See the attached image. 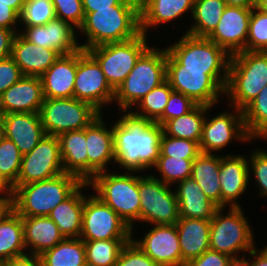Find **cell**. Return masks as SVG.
I'll return each mask as SVG.
<instances>
[{
	"instance_id": "7c38bea8",
	"label": "cell",
	"mask_w": 267,
	"mask_h": 266,
	"mask_svg": "<svg viewBox=\"0 0 267 266\" xmlns=\"http://www.w3.org/2000/svg\"><path fill=\"white\" fill-rule=\"evenodd\" d=\"M166 50L182 65V70H229L231 56L207 37L185 33Z\"/></svg>"
},
{
	"instance_id": "30bf717a",
	"label": "cell",
	"mask_w": 267,
	"mask_h": 266,
	"mask_svg": "<svg viewBox=\"0 0 267 266\" xmlns=\"http://www.w3.org/2000/svg\"><path fill=\"white\" fill-rule=\"evenodd\" d=\"M101 113L76 98H44L39 115L46 135L58 136L86 128Z\"/></svg>"
},
{
	"instance_id": "8992f818",
	"label": "cell",
	"mask_w": 267,
	"mask_h": 266,
	"mask_svg": "<svg viewBox=\"0 0 267 266\" xmlns=\"http://www.w3.org/2000/svg\"><path fill=\"white\" fill-rule=\"evenodd\" d=\"M162 49L149 47L115 91L114 101L121 111H130L132 105L166 81V48Z\"/></svg>"
},
{
	"instance_id": "603a6c76",
	"label": "cell",
	"mask_w": 267,
	"mask_h": 266,
	"mask_svg": "<svg viewBox=\"0 0 267 266\" xmlns=\"http://www.w3.org/2000/svg\"><path fill=\"white\" fill-rule=\"evenodd\" d=\"M4 137L13 141L24 155L46 135L39 113H9L1 115Z\"/></svg>"
},
{
	"instance_id": "bcb514c9",
	"label": "cell",
	"mask_w": 267,
	"mask_h": 266,
	"mask_svg": "<svg viewBox=\"0 0 267 266\" xmlns=\"http://www.w3.org/2000/svg\"><path fill=\"white\" fill-rule=\"evenodd\" d=\"M196 105L197 104L186 95L172 91L163 114L155 121V123L163 126L168 120L190 112Z\"/></svg>"
},
{
	"instance_id": "7dc6e473",
	"label": "cell",
	"mask_w": 267,
	"mask_h": 266,
	"mask_svg": "<svg viewBox=\"0 0 267 266\" xmlns=\"http://www.w3.org/2000/svg\"><path fill=\"white\" fill-rule=\"evenodd\" d=\"M248 159L250 164L249 171L251 170L255 176L257 185L259 186V195L267 196V152L266 150L258 149ZM251 167V168H250Z\"/></svg>"
},
{
	"instance_id": "003e7915",
	"label": "cell",
	"mask_w": 267,
	"mask_h": 266,
	"mask_svg": "<svg viewBox=\"0 0 267 266\" xmlns=\"http://www.w3.org/2000/svg\"><path fill=\"white\" fill-rule=\"evenodd\" d=\"M2 115V111H1V95H0V116Z\"/></svg>"
},
{
	"instance_id": "f5cc1de1",
	"label": "cell",
	"mask_w": 267,
	"mask_h": 266,
	"mask_svg": "<svg viewBox=\"0 0 267 266\" xmlns=\"http://www.w3.org/2000/svg\"><path fill=\"white\" fill-rule=\"evenodd\" d=\"M16 34L17 33L11 29L0 27V60L11 56L13 41Z\"/></svg>"
},
{
	"instance_id": "ba28073f",
	"label": "cell",
	"mask_w": 267,
	"mask_h": 266,
	"mask_svg": "<svg viewBox=\"0 0 267 266\" xmlns=\"http://www.w3.org/2000/svg\"><path fill=\"white\" fill-rule=\"evenodd\" d=\"M223 210L218 208L210 220V249L233 259L242 258L238 257V252L249 253L255 248L253 231L241 207H230L227 215Z\"/></svg>"
},
{
	"instance_id": "e0dca14e",
	"label": "cell",
	"mask_w": 267,
	"mask_h": 266,
	"mask_svg": "<svg viewBox=\"0 0 267 266\" xmlns=\"http://www.w3.org/2000/svg\"><path fill=\"white\" fill-rule=\"evenodd\" d=\"M252 8L226 6L217 27L207 37L230 56L245 51Z\"/></svg>"
},
{
	"instance_id": "91938a15",
	"label": "cell",
	"mask_w": 267,
	"mask_h": 266,
	"mask_svg": "<svg viewBox=\"0 0 267 266\" xmlns=\"http://www.w3.org/2000/svg\"><path fill=\"white\" fill-rule=\"evenodd\" d=\"M0 1L8 4V6L11 7L19 16L22 12L23 5L26 2V0H0Z\"/></svg>"
},
{
	"instance_id": "6da1fadb",
	"label": "cell",
	"mask_w": 267,
	"mask_h": 266,
	"mask_svg": "<svg viewBox=\"0 0 267 266\" xmlns=\"http://www.w3.org/2000/svg\"><path fill=\"white\" fill-rule=\"evenodd\" d=\"M115 162L129 172L151 169L160 155L163 127L130 111L113 125Z\"/></svg>"
},
{
	"instance_id": "44dd1931",
	"label": "cell",
	"mask_w": 267,
	"mask_h": 266,
	"mask_svg": "<svg viewBox=\"0 0 267 266\" xmlns=\"http://www.w3.org/2000/svg\"><path fill=\"white\" fill-rule=\"evenodd\" d=\"M248 166V159L242 155L228 154L224 157L221 156L219 180L222 208L226 206L241 207L236 200H238L248 187L251 173Z\"/></svg>"
},
{
	"instance_id": "d6986e66",
	"label": "cell",
	"mask_w": 267,
	"mask_h": 266,
	"mask_svg": "<svg viewBox=\"0 0 267 266\" xmlns=\"http://www.w3.org/2000/svg\"><path fill=\"white\" fill-rule=\"evenodd\" d=\"M19 34L28 42L56 50L60 55H69L81 49L77 43L75 27L66 21L55 18L45 25L24 26Z\"/></svg>"
},
{
	"instance_id": "be15d7a7",
	"label": "cell",
	"mask_w": 267,
	"mask_h": 266,
	"mask_svg": "<svg viewBox=\"0 0 267 266\" xmlns=\"http://www.w3.org/2000/svg\"><path fill=\"white\" fill-rule=\"evenodd\" d=\"M12 191V188L0 176V192Z\"/></svg>"
},
{
	"instance_id": "f907efd6",
	"label": "cell",
	"mask_w": 267,
	"mask_h": 266,
	"mask_svg": "<svg viewBox=\"0 0 267 266\" xmlns=\"http://www.w3.org/2000/svg\"><path fill=\"white\" fill-rule=\"evenodd\" d=\"M233 260L229 255L208 249L201 256L191 259L185 266H228Z\"/></svg>"
},
{
	"instance_id": "e575fe53",
	"label": "cell",
	"mask_w": 267,
	"mask_h": 266,
	"mask_svg": "<svg viewBox=\"0 0 267 266\" xmlns=\"http://www.w3.org/2000/svg\"><path fill=\"white\" fill-rule=\"evenodd\" d=\"M226 6L224 0H194L192 18L195 23L186 34L208 37L217 27Z\"/></svg>"
},
{
	"instance_id": "f35d334b",
	"label": "cell",
	"mask_w": 267,
	"mask_h": 266,
	"mask_svg": "<svg viewBox=\"0 0 267 266\" xmlns=\"http://www.w3.org/2000/svg\"><path fill=\"white\" fill-rule=\"evenodd\" d=\"M173 89L167 81L146 94L137 104V111H130L134 116L155 122L164 112ZM141 109V110H140Z\"/></svg>"
},
{
	"instance_id": "7402d4cb",
	"label": "cell",
	"mask_w": 267,
	"mask_h": 266,
	"mask_svg": "<svg viewBox=\"0 0 267 266\" xmlns=\"http://www.w3.org/2000/svg\"><path fill=\"white\" fill-rule=\"evenodd\" d=\"M44 101L42 81L37 76H22L1 94L2 115L9 113H39Z\"/></svg>"
},
{
	"instance_id": "db71d44e",
	"label": "cell",
	"mask_w": 267,
	"mask_h": 266,
	"mask_svg": "<svg viewBox=\"0 0 267 266\" xmlns=\"http://www.w3.org/2000/svg\"><path fill=\"white\" fill-rule=\"evenodd\" d=\"M124 0H82L85 16L95 12V9L110 8V6L120 5Z\"/></svg>"
},
{
	"instance_id": "1f68e13d",
	"label": "cell",
	"mask_w": 267,
	"mask_h": 266,
	"mask_svg": "<svg viewBox=\"0 0 267 266\" xmlns=\"http://www.w3.org/2000/svg\"><path fill=\"white\" fill-rule=\"evenodd\" d=\"M220 162L221 156L201 152L193 160L191 174L202 192L219 208L221 207Z\"/></svg>"
},
{
	"instance_id": "4dcf8cb0",
	"label": "cell",
	"mask_w": 267,
	"mask_h": 266,
	"mask_svg": "<svg viewBox=\"0 0 267 266\" xmlns=\"http://www.w3.org/2000/svg\"><path fill=\"white\" fill-rule=\"evenodd\" d=\"M194 0H143L140 3L141 33L147 35L150 27L174 21L185 12L193 13Z\"/></svg>"
},
{
	"instance_id": "ac0fdd59",
	"label": "cell",
	"mask_w": 267,
	"mask_h": 266,
	"mask_svg": "<svg viewBox=\"0 0 267 266\" xmlns=\"http://www.w3.org/2000/svg\"><path fill=\"white\" fill-rule=\"evenodd\" d=\"M160 266H182L178 231L175 225H154L141 241L131 239Z\"/></svg>"
},
{
	"instance_id": "7a4b0ae2",
	"label": "cell",
	"mask_w": 267,
	"mask_h": 266,
	"mask_svg": "<svg viewBox=\"0 0 267 266\" xmlns=\"http://www.w3.org/2000/svg\"><path fill=\"white\" fill-rule=\"evenodd\" d=\"M87 36L81 49L119 43L134 39L141 34L140 4L124 0L120 5L95 9L85 16L83 25L78 29Z\"/></svg>"
},
{
	"instance_id": "6f0895ef",
	"label": "cell",
	"mask_w": 267,
	"mask_h": 266,
	"mask_svg": "<svg viewBox=\"0 0 267 266\" xmlns=\"http://www.w3.org/2000/svg\"><path fill=\"white\" fill-rule=\"evenodd\" d=\"M248 254L255 258L253 261L249 262L250 266H267V246L263 247V249L258 252L255 247Z\"/></svg>"
},
{
	"instance_id": "2e32d148",
	"label": "cell",
	"mask_w": 267,
	"mask_h": 266,
	"mask_svg": "<svg viewBox=\"0 0 267 266\" xmlns=\"http://www.w3.org/2000/svg\"><path fill=\"white\" fill-rule=\"evenodd\" d=\"M233 109L237 113L221 112L210 120L205 118L202 137L199 142L201 152L212 154L214 151H220L228 146V143L233 139L250 142L251 139L245 129L242 110Z\"/></svg>"
},
{
	"instance_id": "d4e9b609",
	"label": "cell",
	"mask_w": 267,
	"mask_h": 266,
	"mask_svg": "<svg viewBox=\"0 0 267 266\" xmlns=\"http://www.w3.org/2000/svg\"><path fill=\"white\" fill-rule=\"evenodd\" d=\"M77 70V52L60 55L40 76L44 98H73Z\"/></svg>"
},
{
	"instance_id": "9a60e30c",
	"label": "cell",
	"mask_w": 267,
	"mask_h": 266,
	"mask_svg": "<svg viewBox=\"0 0 267 266\" xmlns=\"http://www.w3.org/2000/svg\"><path fill=\"white\" fill-rule=\"evenodd\" d=\"M63 173L58 138L45 135L29 153L23 155L15 185L38 182Z\"/></svg>"
},
{
	"instance_id": "ffe728a7",
	"label": "cell",
	"mask_w": 267,
	"mask_h": 266,
	"mask_svg": "<svg viewBox=\"0 0 267 266\" xmlns=\"http://www.w3.org/2000/svg\"><path fill=\"white\" fill-rule=\"evenodd\" d=\"M100 114L86 127V148L88 156V182L99 172L107 171V164L114 156V132L105 127Z\"/></svg>"
},
{
	"instance_id": "a7ac6f4b",
	"label": "cell",
	"mask_w": 267,
	"mask_h": 266,
	"mask_svg": "<svg viewBox=\"0 0 267 266\" xmlns=\"http://www.w3.org/2000/svg\"><path fill=\"white\" fill-rule=\"evenodd\" d=\"M135 2H137L138 4H140L143 0H133Z\"/></svg>"
},
{
	"instance_id": "4316f807",
	"label": "cell",
	"mask_w": 267,
	"mask_h": 266,
	"mask_svg": "<svg viewBox=\"0 0 267 266\" xmlns=\"http://www.w3.org/2000/svg\"><path fill=\"white\" fill-rule=\"evenodd\" d=\"M57 138L64 172L88 183L86 128L61 133Z\"/></svg>"
},
{
	"instance_id": "cb8c5ba5",
	"label": "cell",
	"mask_w": 267,
	"mask_h": 266,
	"mask_svg": "<svg viewBox=\"0 0 267 266\" xmlns=\"http://www.w3.org/2000/svg\"><path fill=\"white\" fill-rule=\"evenodd\" d=\"M59 56L60 54L56 50L28 42L19 32L14 38L11 57L19 66L23 76L40 77Z\"/></svg>"
},
{
	"instance_id": "680465c9",
	"label": "cell",
	"mask_w": 267,
	"mask_h": 266,
	"mask_svg": "<svg viewBox=\"0 0 267 266\" xmlns=\"http://www.w3.org/2000/svg\"><path fill=\"white\" fill-rule=\"evenodd\" d=\"M227 6L242 8H253L256 6V0H224Z\"/></svg>"
},
{
	"instance_id": "8d00e7d4",
	"label": "cell",
	"mask_w": 267,
	"mask_h": 266,
	"mask_svg": "<svg viewBox=\"0 0 267 266\" xmlns=\"http://www.w3.org/2000/svg\"><path fill=\"white\" fill-rule=\"evenodd\" d=\"M246 132L251 140H267V85L242 110Z\"/></svg>"
},
{
	"instance_id": "e7e4bbea",
	"label": "cell",
	"mask_w": 267,
	"mask_h": 266,
	"mask_svg": "<svg viewBox=\"0 0 267 266\" xmlns=\"http://www.w3.org/2000/svg\"><path fill=\"white\" fill-rule=\"evenodd\" d=\"M4 137L2 117L0 116V141Z\"/></svg>"
},
{
	"instance_id": "9c48e42d",
	"label": "cell",
	"mask_w": 267,
	"mask_h": 266,
	"mask_svg": "<svg viewBox=\"0 0 267 266\" xmlns=\"http://www.w3.org/2000/svg\"><path fill=\"white\" fill-rule=\"evenodd\" d=\"M141 33L134 39L95 46L86 51L98 62L111 88H117L126 79L140 56L150 47Z\"/></svg>"
},
{
	"instance_id": "277c9868",
	"label": "cell",
	"mask_w": 267,
	"mask_h": 266,
	"mask_svg": "<svg viewBox=\"0 0 267 266\" xmlns=\"http://www.w3.org/2000/svg\"><path fill=\"white\" fill-rule=\"evenodd\" d=\"M267 85V52L242 51L231 56L224 95L243 110Z\"/></svg>"
},
{
	"instance_id": "f1b7e54d",
	"label": "cell",
	"mask_w": 267,
	"mask_h": 266,
	"mask_svg": "<svg viewBox=\"0 0 267 266\" xmlns=\"http://www.w3.org/2000/svg\"><path fill=\"white\" fill-rule=\"evenodd\" d=\"M25 248L29 255H41L53 248L64 237L58 226L48 216L22 217Z\"/></svg>"
},
{
	"instance_id": "74e56055",
	"label": "cell",
	"mask_w": 267,
	"mask_h": 266,
	"mask_svg": "<svg viewBox=\"0 0 267 266\" xmlns=\"http://www.w3.org/2000/svg\"><path fill=\"white\" fill-rule=\"evenodd\" d=\"M131 239L83 241L86 262L96 266H115L122 248Z\"/></svg>"
},
{
	"instance_id": "4fadbf2b",
	"label": "cell",
	"mask_w": 267,
	"mask_h": 266,
	"mask_svg": "<svg viewBox=\"0 0 267 266\" xmlns=\"http://www.w3.org/2000/svg\"><path fill=\"white\" fill-rule=\"evenodd\" d=\"M132 235L128 224L97 197L96 193L85 196L80 234L83 241L132 239Z\"/></svg>"
},
{
	"instance_id": "6125c7cd",
	"label": "cell",
	"mask_w": 267,
	"mask_h": 266,
	"mask_svg": "<svg viewBox=\"0 0 267 266\" xmlns=\"http://www.w3.org/2000/svg\"><path fill=\"white\" fill-rule=\"evenodd\" d=\"M255 7L262 12L267 13V0H256Z\"/></svg>"
},
{
	"instance_id": "94428289",
	"label": "cell",
	"mask_w": 267,
	"mask_h": 266,
	"mask_svg": "<svg viewBox=\"0 0 267 266\" xmlns=\"http://www.w3.org/2000/svg\"><path fill=\"white\" fill-rule=\"evenodd\" d=\"M249 261V258L247 260L246 256L244 255L242 258L233 259L228 266H250Z\"/></svg>"
},
{
	"instance_id": "f6af8a7d",
	"label": "cell",
	"mask_w": 267,
	"mask_h": 266,
	"mask_svg": "<svg viewBox=\"0 0 267 266\" xmlns=\"http://www.w3.org/2000/svg\"><path fill=\"white\" fill-rule=\"evenodd\" d=\"M55 16L71 23L78 30L84 22L85 13L82 0H51Z\"/></svg>"
},
{
	"instance_id": "89a4df30",
	"label": "cell",
	"mask_w": 267,
	"mask_h": 266,
	"mask_svg": "<svg viewBox=\"0 0 267 266\" xmlns=\"http://www.w3.org/2000/svg\"><path fill=\"white\" fill-rule=\"evenodd\" d=\"M0 266H3V261L0 260Z\"/></svg>"
},
{
	"instance_id": "836d02e7",
	"label": "cell",
	"mask_w": 267,
	"mask_h": 266,
	"mask_svg": "<svg viewBox=\"0 0 267 266\" xmlns=\"http://www.w3.org/2000/svg\"><path fill=\"white\" fill-rule=\"evenodd\" d=\"M24 249L22 217L13 211L0 222V260L4 262L27 255Z\"/></svg>"
},
{
	"instance_id": "5bb4252c",
	"label": "cell",
	"mask_w": 267,
	"mask_h": 266,
	"mask_svg": "<svg viewBox=\"0 0 267 266\" xmlns=\"http://www.w3.org/2000/svg\"><path fill=\"white\" fill-rule=\"evenodd\" d=\"M115 91L107 82L98 62L85 50L77 51V70L73 97L91 104L100 113L113 103Z\"/></svg>"
},
{
	"instance_id": "9f6ffc18",
	"label": "cell",
	"mask_w": 267,
	"mask_h": 266,
	"mask_svg": "<svg viewBox=\"0 0 267 266\" xmlns=\"http://www.w3.org/2000/svg\"><path fill=\"white\" fill-rule=\"evenodd\" d=\"M13 211V191L0 192V222L3 221Z\"/></svg>"
},
{
	"instance_id": "ee69618b",
	"label": "cell",
	"mask_w": 267,
	"mask_h": 266,
	"mask_svg": "<svg viewBox=\"0 0 267 266\" xmlns=\"http://www.w3.org/2000/svg\"><path fill=\"white\" fill-rule=\"evenodd\" d=\"M201 153L199 142L174 138L162 133L160 138V155L183 159H195Z\"/></svg>"
},
{
	"instance_id": "681fc988",
	"label": "cell",
	"mask_w": 267,
	"mask_h": 266,
	"mask_svg": "<svg viewBox=\"0 0 267 266\" xmlns=\"http://www.w3.org/2000/svg\"><path fill=\"white\" fill-rule=\"evenodd\" d=\"M19 66L10 56L0 60V95L22 78Z\"/></svg>"
},
{
	"instance_id": "816d5d0a",
	"label": "cell",
	"mask_w": 267,
	"mask_h": 266,
	"mask_svg": "<svg viewBox=\"0 0 267 266\" xmlns=\"http://www.w3.org/2000/svg\"><path fill=\"white\" fill-rule=\"evenodd\" d=\"M16 23H20V16L8 4L0 1V27L11 29L17 33L13 27Z\"/></svg>"
},
{
	"instance_id": "f546056e",
	"label": "cell",
	"mask_w": 267,
	"mask_h": 266,
	"mask_svg": "<svg viewBox=\"0 0 267 266\" xmlns=\"http://www.w3.org/2000/svg\"><path fill=\"white\" fill-rule=\"evenodd\" d=\"M89 183L83 182L67 199L48 215L58 226L64 238H80L85 195L81 193Z\"/></svg>"
},
{
	"instance_id": "11a10c76",
	"label": "cell",
	"mask_w": 267,
	"mask_h": 266,
	"mask_svg": "<svg viewBox=\"0 0 267 266\" xmlns=\"http://www.w3.org/2000/svg\"><path fill=\"white\" fill-rule=\"evenodd\" d=\"M3 266H43L40 255H24L3 262Z\"/></svg>"
},
{
	"instance_id": "03108f58",
	"label": "cell",
	"mask_w": 267,
	"mask_h": 266,
	"mask_svg": "<svg viewBox=\"0 0 267 266\" xmlns=\"http://www.w3.org/2000/svg\"><path fill=\"white\" fill-rule=\"evenodd\" d=\"M84 266H96V265L91 264V263H89V262H85Z\"/></svg>"
},
{
	"instance_id": "83f0119b",
	"label": "cell",
	"mask_w": 267,
	"mask_h": 266,
	"mask_svg": "<svg viewBox=\"0 0 267 266\" xmlns=\"http://www.w3.org/2000/svg\"><path fill=\"white\" fill-rule=\"evenodd\" d=\"M175 190L179 217L211 220L219 208L202 192L200 185L192 178L177 183Z\"/></svg>"
},
{
	"instance_id": "8fae6325",
	"label": "cell",
	"mask_w": 267,
	"mask_h": 266,
	"mask_svg": "<svg viewBox=\"0 0 267 266\" xmlns=\"http://www.w3.org/2000/svg\"><path fill=\"white\" fill-rule=\"evenodd\" d=\"M153 175H138L140 195V222L151 225H175L179 220V208L175 191Z\"/></svg>"
},
{
	"instance_id": "d590c367",
	"label": "cell",
	"mask_w": 267,
	"mask_h": 266,
	"mask_svg": "<svg viewBox=\"0 0 267 266\" xmlns=\"http://www.w3.org/2000/svg\"><path fill=\"white\" fill-rule=\"evenodd\" d=\"M43 266H84V242L81 238H64L40 255Z\"/></svg>"
},
{
	"instance_id": "52a82bcc",
	"label": "cell",
	"mask_w": 267,
	"mask_h": 266,
	"mask_svg": "<svg viewBox=\"0 0 267 266\" xmlns=\"http://www.w3.org/2000/svg\"><path fill=\"white\" fill-rule=\"evenodd\" d=\"M107 206L112 208L132 229L136 220L140 221V195L138 191V176L133 172L125 174L97 173L89 182Z\"/></svg>"
},
{
	"instance_id": "3957f363",
	"label": "cell",
	"mask_w": 267,
	"mask_h": 266,
	"mask_svg": "<svg viewBox=\"0 0 267 266\" xmlns=\"http://www.w3.org/2000/svg\"><path fill=\"white\" fill-rule=\"evenodd\" d=\"M82 183L78 177L64 172L42 181L14 185V211L21 217L48 216Z\"/></svg>"
},
{
	"instance_id": "c3c4849f",
	"label": "cell",
	"mask_w": 267,
	"mask_h": 266,
	"mask_svg": "<svg viewBox=\"0 0 267 266\" xmlns=\"http://www.w3.org/2000/svg\"><path fill=\"white\" fill-rule=\"evenodd\" d=\"M115 266H160L131 240L121 250Z\"/></svg>"
},
{
	"instance_id": "b9f144b4",
	"label": "cell",
	"mask_w": 267,
	"mask_h": 266,
	"mask_svg": "<svg viewBox=\"0 0 267 266\" xmlns=\"http://www.w3.org/2000/svg\"><path fill=\"white\" fill-rule=\"evenodd\" d=\"M55 18L51 0H26L20 14V23L24 26H39Z\"/></svg>"
},
{
	"instance_id": "7bdbcfd3",
	"label": "cell",
	"mask_w": 267,
	"mask_h": 266,
	"mask_svg": "<svg viewBox=\"0 0 267 266\" xmlns=\"http://www.w3.org/2000/svg\"><path fill=\"white\" fill-rule=\"evenodd\" d=\"M246 51L267 52V13L252 8Z\"/></svg>"
},
{
	"instance_id": "ab89813d",
	"label": "cell",
	"mask_w": 267,
	"mask_h": 266,
	"mask_svg": "<svg viewBox=\"0 0 267 266\" xmlns=\"http://www.w3.org/2000/svg\"><path fill=\"white\" fill-rule=\"evenodd\" d=\"M23 154L5 137L0 141V176L12 188L18 180Z\"/></svg>"
},
{
	"instance_id": "484cf974",
	"label": "cell",
	"mask_w": 267,
	"mask_h": 266,
	"mask_svg": "<svg viewBox=\"0 0 267 266\" xmlns=\"http://www.w3.org/2000/svg\"><path fill=\"white\" fill-rule=\"evenodd\" d=\"M182 266L210 249V220L180 217L176 223Z\"/></svg>"
},
{
	"instance_id": "60d3db41",
	"label": "cell",
	"mask_w": 267,
	"mask_h": 266,
	"mask_svg": "<svg viewBox=\"0 0 267 266\" xmlns=\"http://www.w3.org/2000/svg\"><path fill=\"white\" fill-rule=\"evenodd\" d=\"M193 160L194 159L159 156L153 168H156L161 174V179L158 178V176L156 179L171 186L170 184L173 182L178 183L191 177Z\"/></svg>"
},
{
	"instance_id": "5b68a950",
	"label": "cell",
	"mask_w": 267,
	"mask_h": 266,
	"mask_svg": "<svg viewBox=\"0 0 267 266\" xmlns=\"http://www.w3.org/2000/svg\"><path fill=\"white\" fill-rule=\"evenodd\" d=\"M228 72L229 70H182V65L166 50V81L173 91L186 95L196 104L213 107L221 98L220 94H224Z\"/></svg>"
},
{
	"instance_id": "d6a6232c",
	"label": "cell",
	"mask_w": 267,
	"mask_h": 266,
	"mask_svg": "<svg viewBox=\"0 0 267 266\" xmlns=\"http://www.w3.org/2000/svg\"><path fill=\"white\" fill-rule=\"evenodd\" d=\"M212 107L197 104L190 112L168 120L162 127L163 133L174 138L200 142L207 111ZM205 114V115H204Z\"/></svg>"
}]
</instances>
